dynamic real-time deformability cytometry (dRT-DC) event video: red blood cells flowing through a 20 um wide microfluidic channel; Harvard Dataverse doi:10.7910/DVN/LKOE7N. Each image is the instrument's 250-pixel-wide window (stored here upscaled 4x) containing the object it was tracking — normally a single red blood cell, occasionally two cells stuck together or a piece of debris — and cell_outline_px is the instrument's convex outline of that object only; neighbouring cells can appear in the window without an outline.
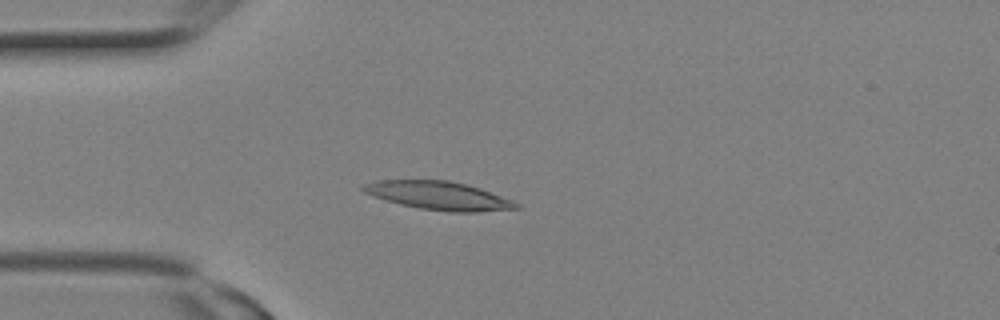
{"species": "Egyptian fruit bat (a non-hibernating species)", "species_latin": "Rousettus aegyptiacus", "temperature_condition": "room temperature", "stored_images_in_passage": 11, "camera_frame_rate_fps": 3000, "um_per_image_px": 0.085, "animal": {"sex": "female"}, "frame": {"image": 1, "passage_image": 7, "time_ms": 2.0, "image_size_px": [1000, 320], "cell_outline_px": [[520, 208], [476, 212], [448, 212], [420, 208], [400, 204], [384, 200], [372, 196], [364, 192], [360, 188], [360, 184], [376, 180], [448, 180], [480, 188], [512, 200], [520, 204]], "centroid_in_image_um": [37.24, 16.62], "position_along_channel_um": 47.8, "area_um2": 25.37}}
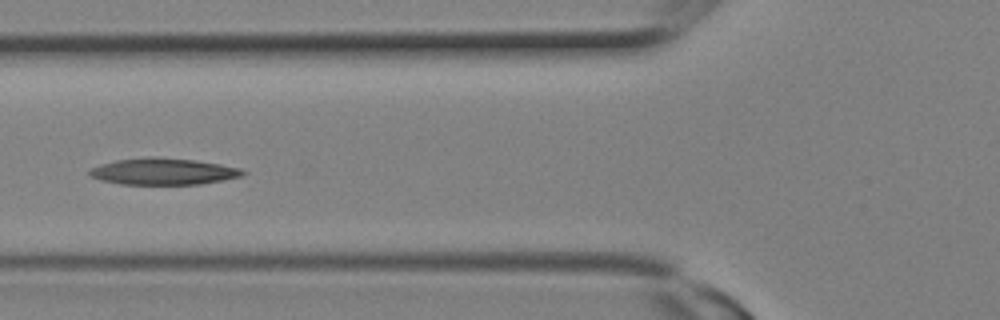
{"frame": {"image": 2, "passage_image": 10, "time_ms": 3.0, "image_size_px": [1000, 320], "cell_outline_px": [[248, 172], [240, 176], [200, 184], [120, 184], [100, 180], [92, 176], [88, 172], [92, 168], [100, 164], [116, 160], [152, 156], [156, 156], [196, 160], [220, 164], [240, 168]], "centroid_in_image_um": [13.87, 14.56], "position_along_channel_um": 111.9, "area_um2": 23.64}}